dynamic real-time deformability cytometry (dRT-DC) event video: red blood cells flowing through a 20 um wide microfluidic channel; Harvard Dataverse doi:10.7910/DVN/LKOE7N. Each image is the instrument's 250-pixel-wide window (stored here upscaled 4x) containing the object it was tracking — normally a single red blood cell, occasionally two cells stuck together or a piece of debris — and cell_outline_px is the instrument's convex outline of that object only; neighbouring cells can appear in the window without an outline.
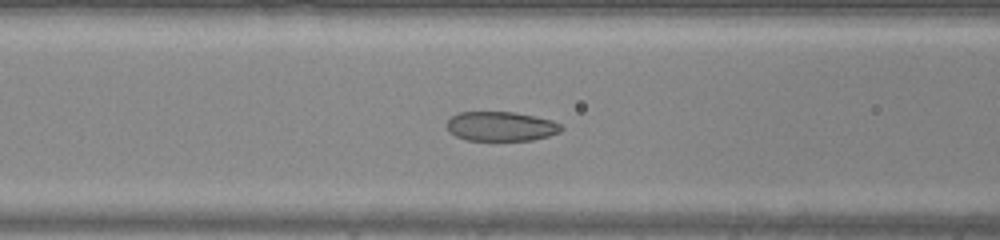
{"species": "common noctule bat (a hibernating species)", "species_latin": "Nyctalus noctula", "temperature_condition": "warm", "stored_images_in_passage": 42, "camera_frame_rate_fps": 3000, "um_per_image_px": 0.085, "animal": {"sex": "male", "body_mass_g": 20.0, "forearm_length_mm": 53.3}, "frame": {"image": 1, "passage_image": 16, "time_ms": 5.0, "image_size_px": [1000, 240], "cell_outline_px": [[564, 128], [560, 132], [548, 136], [532, 140], [464, 140], [448, 132], [448, 120], [452, 116], [460, 112], [512, 112], [552, 120], [560, 124]], "centroid_in_image_um": [42.58, 10.74], "position_along_channel_um": 124.0, "area_um2": 19.54}}
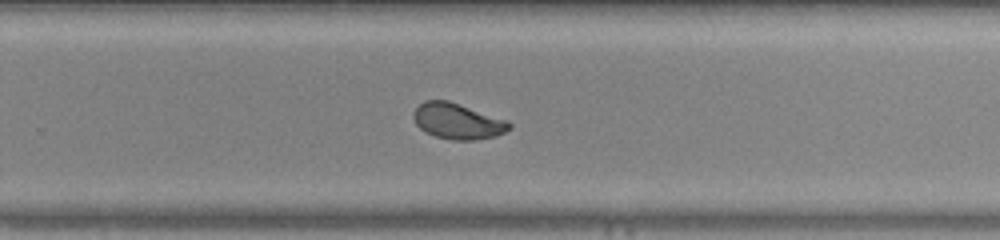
{"frame": {"image": 2, "passage_image": 27, "time_ms": 8.667, "image_size_px": [1000, 240], "cell_outline_px": [[512, 128], [496, 136], [476, 140], [452, 140], [436, 136], [424, 132], [416, 124], [412, 116], [412, 112], [424, 100], [448, 100], [508, 120], [512, 124]], "centroid_in_image_um": [38.9, 10.3], "position_along_channel_um": 290.9, "area_um2": 20.17}}
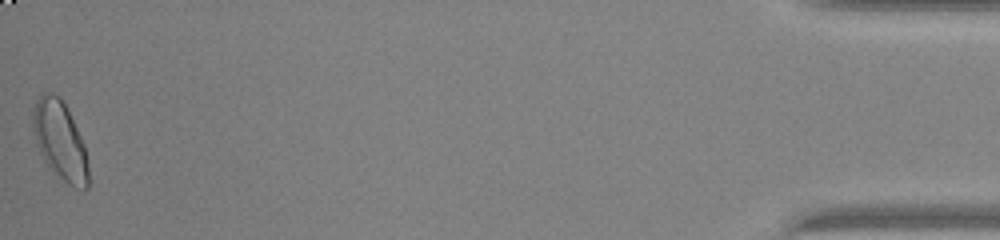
{"frame": {"image": 3, "passage_image": 42, "time_ms": 13.667, "image_size_px": [1000, 240], "cell_outline_px": [[88, 188], [76, 188], [68, 184], [48, 168], [40, 152], [32, 128], [32, 108], [40, 92], [48, 92], [60, 96], [84, 144], [88, 168]], "centroid_in_image_um": [5.06, 11.93], "position_along_channel_um": 430.1, "area_um2": 25.26}}